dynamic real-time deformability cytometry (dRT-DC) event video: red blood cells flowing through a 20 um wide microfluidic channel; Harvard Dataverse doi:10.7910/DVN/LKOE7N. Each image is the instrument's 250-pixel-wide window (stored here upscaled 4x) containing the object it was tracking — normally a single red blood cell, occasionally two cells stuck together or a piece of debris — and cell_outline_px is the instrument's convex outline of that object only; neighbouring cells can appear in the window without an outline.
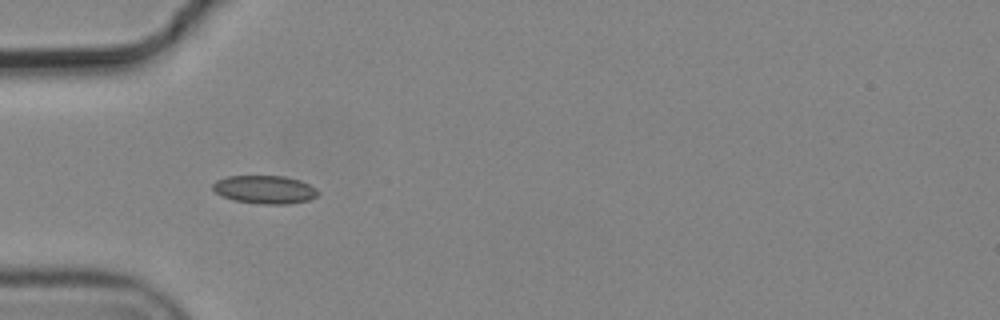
{"species": "common noctule bat (a hibernating species)", "species_latin": "Nyctalus noctula", "temperature_condition": "cold", "stored_images_in_passage": 8, "camera_frame_rate_fps": 3000, "um_per_image_px": 0.085, "animal": {"sex": "male", "body_mass_g": 19.2, "forearm_length_mm": 51.8}, "frame": {"image": 1, "passage_image": 6, "time_ms": 1.667, "image_size_px": [1000, 320], "cell_outline_px": [[320, 192], [316, 196], [308, 200], [288, 204], [260, 204], [232, 200], [216, 192], [212, 188], [212, 184], [216, 180], [228, 176], [284, 176], [300, 180], [316, 188]], "centroid_in_image_um": [22.51, 16.11], "position_along_channel_um": 62.5, "area_um2": 17.28}}
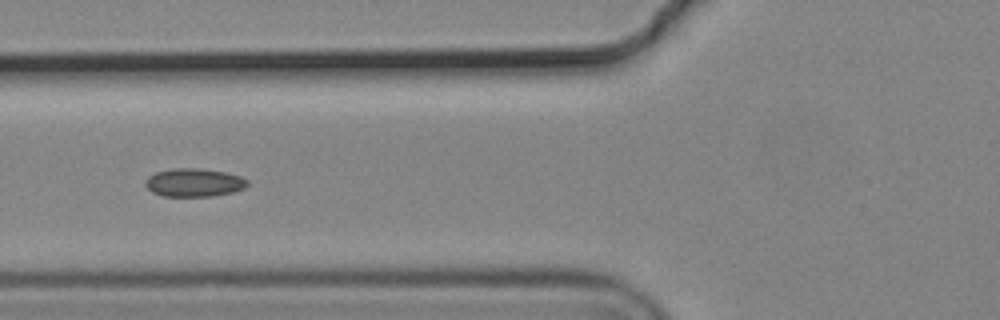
{"frame": {"image": 2, "passage_image": 7, "time_ms": 2.0, "image_size_px": [1000, 320], "cell_outline_px": [[248, 184], [244, 188], [232, 192], [212, 196], [164, 196], [152, 192], [144, 184], [144, 180], [148, 176], [156, 172], [172, 168], [200, 168], [228, 172], [240, 176], [248, 180]], "centroid_in_image_um": [16.48, 15.5], "position_along_channel_um": 109.3, "area_um2": 16.94}}
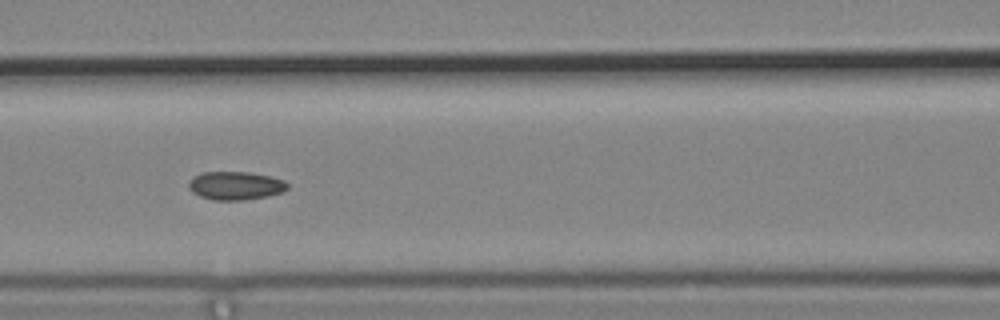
{"frame": {"image": 3, "passage_image": 8, "time_ms": 2.333, "image_size_px": [1000, 320], "cell_outline_px": [[288, 188], [280, 192], [268, 196], [244, 200], [212, 200], [200, 196], [192, 192], [188, 188], [188, 184], [192, 176], [204, 172], [248, 172], [272, 176], [284, 180], [288, 184]], "centroid_in_image_um": [20.0, 15.78], "position_along_channel_um": 146.6, "area_um2": 16.42}}